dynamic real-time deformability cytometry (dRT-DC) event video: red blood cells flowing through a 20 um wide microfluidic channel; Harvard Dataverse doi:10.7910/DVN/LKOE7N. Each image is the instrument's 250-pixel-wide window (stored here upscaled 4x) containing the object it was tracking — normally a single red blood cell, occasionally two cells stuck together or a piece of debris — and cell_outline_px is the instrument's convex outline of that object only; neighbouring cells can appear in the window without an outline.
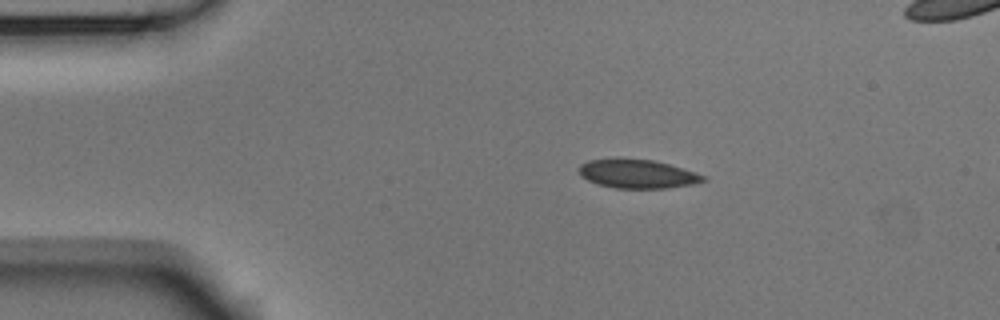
{"species": "Egyptian fruit bat (a non-hibernating species)", "species_latin": "Rousettus aegyptiacus", "temperature_condition": "room temperature", "stored_images_in_passage": 15, "camera_frame_rate_fps": 3000, "um_per_image_px": 0.085, "animal": {"sex": "male"}, "frame": {"image": 1, "passage_image": 9, "time_ms": 2.667, "image_size_px": [1000, 320], "cell_outline_px": [[708, 180], [692, 184], [668, 188], [616, 188], [596, 184], [580, 176], [580, 164], [588, 160], [616, 156], [620, 156], [652, 160], [668, 164], [708, 176]], "centroid_in_image_um": [54.15, 14.75], "position_along_channel_um": 30.9, "area_um2": 21.39}}